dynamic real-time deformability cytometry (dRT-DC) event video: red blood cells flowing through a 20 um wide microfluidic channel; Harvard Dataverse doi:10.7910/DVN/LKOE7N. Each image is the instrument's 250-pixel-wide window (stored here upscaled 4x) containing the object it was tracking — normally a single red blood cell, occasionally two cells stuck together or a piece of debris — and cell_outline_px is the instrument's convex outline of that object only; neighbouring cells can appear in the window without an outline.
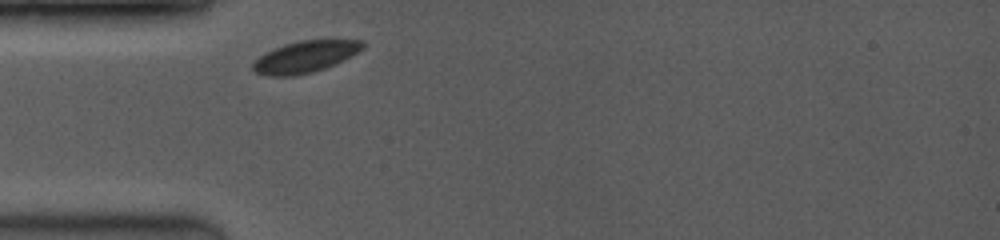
{"species": "common noctule bat (a hibernating species)", "species_latin": "Nyctalus noctula", "temperature_condition": "room temperature", "stored_images_in_passage": 3, "camera_frame_rate_fps": 3500, "um_per_image_px": 0.085, "animal": {"sex": "female", "body_mass_g": 19.0, "forearm_length_mm": 53.3}, "frame": {"image": 1, "passage_image": 1, "time_ms": 0.0, "image_size_px": [1000, 240], "cell_outline_px": [[364, 48], [352, 56], [336, 64], [312, 72], [292, 76], [268, 76], [256, 72], [252, 68], [252, 64], [260, 56], [284, 44], [300, 40], [332, 36], [364, 40]], "centroid_in_image_um": [26.08, 4.76], "position_along_channel_um": 58.9, "area_um2": 20.98}}